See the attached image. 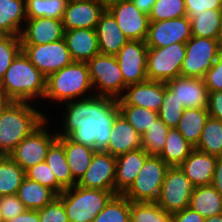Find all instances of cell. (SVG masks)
<instances>
[{"instance_id":"4316f807","label":"cell","mask_w":222,"mask_h":222,"mask_svg":"<svg viewBox=\"0 0 222 222\" xmlns=\"http://www.w3.org/2000/svg\"><path fill=\"white\" fill-rule=\"evenodd\" d=\"M26 19L25 0H0V35L20 36Z\"/></svg>"},{"instance_id":"9c48e42d","label":"cell","mask_w":222,"mask_h":222,"mask_svg":"<svg viewBox=\"0 0 222 222\" xmlns=\"http://www.w3.org/2000/svg\"><path fill=\"white\" fill-rule=\"evenodd\" d=\"M185 55V43H175L163 48H148L147 80L166 83L181 76Z\"/></svg>"},{"instance_id":"277c9868","label":"cell","mask_w":222,"mask_h":222,"mask_svg":"<svg viewBox=\"0 0 222 222\" xmlns=\"http://www.w3.org/2000/svg\"><path fill=\"white\" fill-rule=\"evenodd\" d=\"M90 88L93 87L86 62L73 61L47 77L44 98L69 102L81 98Z\"/></svg>"},{"instance_id":"ab89813d","label":"cell","mask_w":222,"mask_h":222,"mask_svg":"<svg viewBox=\"0 0 222 222\" xmlns=\"http://www.w3.org/2000/svg\"><path fill=\"white\" fill-rule=\"evenodd\" d=\"M169 129L158 117L146 133L141 136L142 148L150 155L159 156L165 147Z\"/></svg>"},{"instance_id":"ac0fdd59","label":"cell","mask_w":222,"mask_h":222,"mask_svg":"<svg viewBox=\"0 0 222 222\" xmlns=\"http://www.w3.org/2000/svg\"><path fill=\"white\" fill-rule=\"evenodd\" d=\"M20 38L22 45H41L64 38L62 20L56 18H27Z\"/></svg>"},{"instance_id":"681fc988","label":"cell","mask_w":222,"mask_h":222,"mask_svg":"<svg viewBox=\"0 0 222 222\" xmlns=\"http://www.w3.org/2000/svg\"><path fill=\"white\" fill-rule=\"evenodd\" d=\"M207 110L210 117L222 121V91L209 92Z\"/></svg>"},{"instance_id":"7dc6e473","label":"cell","mask_w":222,"mask_h":222,"mask_svg":"<svg viewBox=\"0 0 222 222\" xmlns=\"http://www.w3.org/2000/svg\"><path fill=\"white\" fill-rule=\"evenodd\" d=\"M26 210L17 195L0 196V211L3 221L12 219Z\"/></svg>"},{"instance_id":"e0dca14e","label":"cell","mask_w":222,"mask_h":222,"mask_svg":"<svg viewBox=\"0 0 222 222\" xmlns=\"http://www.w3.org/2000/svg\"><path fill=\"white\" fill-rule=\"evenodd\" d=\"M106 5L98 0H69L63 15L64 30L96 29Z\"/></svg>"},{"instance_id":"74e56055","label":"cell","mask_w":222,"mask_h":222,"mask_svg":"<svg viewBox=\"0 0 222 222\" xmlns=\"http://www.w3.org/2000/svg\"><path fill=\"white\" fill-rule=\"evenodd\" d=\"M93 222H130V201L123 194L114 195Z\"/></svg>"},{"instance_id":"8992f818","label":"cell","mask_w":222,"mask_h":222,"mask_svg":"<svg viewBox=\"0 0 222 222\" xmlns=\"http://www.w3.org/2000/svg\"><path fill=\"white\" fill-rule=\"evenodd\" d=\"M169 168L159 156L150 155L123 195L131 202H156Z\"/></svg>"},{"instance_id":"d4e9b609","label":"cell","mask_w":222,"mask_h":222,"mask_svg":"<svg viewBox=\"0 0 222 222\" xmlns=\"http://www.w3.org/2000/svg\"><path fill=\"white\" fill-rule=\"evenodd\" d=\"M216 156L194 149L186 160L179 165L194 187L212 184Z\"/></svg>"},{"instance_id":"cb8c5ba5","label":"cell","mask_w":222,"mask_h":222,"mask_svg":"<svg viewBox=\"0 0 222 222\" xmlns=\"http://www.w3.org/2000/svg\"><path fill=\"white\" fill-rule=\"evenodd\" d=\"M95 30L100 54L115 56L129 41L107 9L101 14Z\"/></svg>"},{"instance_id":"11a10c76","label":"cell","mask_w":222,"mask_h":222,"mask_svg":"<svg viewBox=\"0 0 222 222\" xmlns=\"http://www.w3.org/2000/svg\"><path fill=\"white\" fill-rule=\"evenodd\" d=\"M13 100L0 88V116Z\"/></svg>"},{"instance_id":"7402d4cb","label":"cell","mask_w":222,"mask_h":222,"mask_svg":"<svg viewBox=\"0 0 222 222\" xmlns=\"http://www.w3.org/2000/svg\"><path fill=\"white\" fill-rule=\"evenodd\" d=\"M149 156L140 148L116 157L115 194H123L131 186Z\"/></svg>"},{"instance_id":"bcb514c9","label":"cell","mask_w":222,"mask_h":222,"mask_svg":"<svg viewBox=\"0 0 222 222\" xmlns=\"http://www.w3.org/2000/svg\"><path fill=\"white\" fill-rule=\"evenodd\" d=\"M204 83L209 92L222 91V48L213 66L205 73Z\"/></svg>"},{"instance_id":"f546056e","label":"cell","mask_w":222,"mask_h":222,"mask_svg":"<svg viewBox=\"0 0 222 222\" xmlns=\"http://www.w3.org/2000/svg\"><path fill=\"white\" fill-rule=\"evenodd\" d=\"M194 149L177 128H170L159 157L169 166H179Z\"/></svg>"},{"instance_id":"4fadbf2b","label":"cell","mask_w":222,"mask_h":222,"mask_svg":"<svg viewBox=\"0 0 222 222\" xmlns=\"http://www.w3.org/2000/svg\"><path fill=\"white\" fill-rule=\"evenodd\" d=\"M106 9L129 40L146 41L149 16L142 13L131 0H116L106 5Z\"/></svg>"},{"instance_id":"60d3db41","label":"cell","mask_w":222,"mask_h":222,"mask_svg":"<svg viewBox=\"0 0 222 222\" xmlns=\"http://www.w3.org/2000/svg\"><path fill=\"white\" fill-rule=\"evenodd\" d=\"M185 110L183 104L176 98L175 94L166 86L162 105L158 111L159 118L169 128H176Z\"/></svg>"},{"instance_id":"ee69618b","label":"cell","mask_w":222,"mask_h":222,"mask_svg":"<svg viewBox=\"0 0 222 222\" xmlns=\"http://www.w3.org/2000/svg\"><path fill=\"white\" fill-rule=\"evenodd\" d=\"M25 175L28 179L53 190L57 195H60L64 191V189L58 184L54 173L46 161L30 167L25 171Z\"/></svg>"},{"instance_id":"484cf974","label":"cell","mask_w":222,"mask_h":222,"mask_svg":"<svg viewBox=\"0 0 222 222\" xmlns=\"http://www.w3.org/2000/svg\"><path fill=\"white\" fill-rule=\"evenodd\" d=\"M58 140L64 146L71 174L78 182L89 168L96 150L70 140L68 137L58 136Z\"/></svg>"},{"instance_id":"8d00e7d4","label":"cell","mask_w":222,"mask_h":222,"mask_svg":"<svg viewBox=\"0 0 222 222\" xmlns=\"http://www.w3.org/2000/svg\"><path fill=\"white\" fill-rule=\"evenodd\" d=\"M118 106L120 113L140 136L144 135L148 128L151 127L159 117L158 112L147 109L145 107H139L135 105Z\"/></svg>"},{"instance_id":"f6af8a7d","label":"cell","mask_w":222,"mask_h":222,"mask_svg":"<svg viewBox=\"0 0 222 222\" xmlns=\"http://www.w3.org/2000/svg\"><path fill=\"white\" fill-rule=\"evenodd\" d=\"M37 211L40 222H69L63 201L58 196Z\"/></svg>"},{"instance_id":"680465c9","label":"cell","mask_w":222,"mask_h":222,"mask_svg":"<svg viewBox=\"0 0 222 222\" xmlns=\"http://www.w3.org/2000/svg\"><path fill=\"white\" fill-rule=\"evenodd\" d=\"M220 33H221L220 42L222 44V8H221V29H220Z\"/></svg>"},{"instance_id":"ffe728a7","label":"cell","mask_w":222,"mask_h":222,"mask_svg":"<svg viewBox=\"0 0 222 222\" xmlns=\"http://www.w3.org/2000/svg\"><path fill=\"white\" fill-rule=\"evenodd\" d=\"M166 86L185 108H207L209 91L203 78L179 76L168 80Z\"/></svg>"},{"instance_id":"f35d334b","label":"cell","mask_w":222,"mask_h":222,"mask_svg":"<svg viewBox=\"0 0 222 222\" xmlns=\"http://www.w3.org/2000/svg\"><path fill=\"white\" fill-rule=\"evenodd\" d=\"M170 217L156 202L130 201V222H168Z\"/></svg>"},{"instance_id":"9f6ffc18","label":"cell","mask_w":222,"mask_h":222,"mask_svg":"<svg viewBox=\"0 0 222 222\" xmlns=\"http://www.w3.org/2000/svg\"><path fill=\"white\" fill-rule=\"evenodd\" d=\"M204 222H222V213L205 218Z\"/></svg>"},{"instance_id":"f907efd6","label":"cell","mask_w":222,"mask_h":222,"mask_svg":"<svg viewBox=\"0 0 222 222\" xmlns=\"http://www.w3.org/2000/svg\"><path fill=\"white\" fill-rule=\"evenodd\" d=\"M204 220V217L190 207L173 213L170 217V222H204Z\"/></svg>"},{"instance_id":"7bdbcfd3","label":"cell","mask_w":222,"mask_h":222,"mask_svg":"<svg viewBox=\"0 0 222 222\" xmlns=\"http://www.w3.org/2000/svg\"><path fill=\"white\" fill-rule=\"evenodd\" d=\"M21 51L20 36L0 35V82L13 60Z\"/></svg>"},{"instance_id":"4dcf8cb0","label":"cell","mask_w":222,"mask_h":222,"mask_svg":"<svg viewBox=\"0 0 222 222\" xmlns=\"http://www.w3.org/2000/svg\"><path fill=\"white\" fill-rule=\"evenodd\" d=\"M209 117L207 108H185L176 128L195 147Z\"/></svg>"},{"instance_id":"6f0895ef","label":"cell","mask_w":222,"mask_h":222,"mask_svg":"<svg viewBox=\"0 0 222 222\" xmlns=\"http://www.w3.org/2000/svg\"><path fill=\"white\" fill-rule=\"evenodd\" d=\"M98 1L104 3L105 5H108L109 3L114 2L116 0H98Z\"/></svg>"},{"instance_id":"30bf717a","label":"cell","mask_w":222,"mask_h":222,"mask_svg":"<svg viewBox=\"0 0 222 222\" xmlns=\"http://www.w3.org/2000/svg\"><path fill=\"white\" fill-rule=\"evenodd\" d=\"M194 186L180 166H170L156 203L173 214L189 207Z\"/></svg>"},{"instance_id":"d6a6232c","label":"cell","mask_w":222,"mask_h":222,"mask_svg":"<svg viewBox=\"0 0 222 222\" xmlns=\"http://www.w3.org/2000/svg\"><path fill=\"white\" fill-rule=\"evenodd\" d=\"M25 177V171L10 156H0V196L17 195Z\"/></svg>"},{"instance_id":"6da1fadb","label":"cell","mask_w":222,"mask_h":222,"mask_svg":"<svg viewBox=\"0 0 222 222\" xmlns=\"http://www.w3.org/2000/svg\"><path fill=\"white\" fill-rule=\"evenodd\" d=\"M66 104L63 133L79 144L104 151L109 142L115 118L120 113L118 99L93 95Z\"/></svg>"},{"instance_id":"d6986e66","label":"cell","mask_w":222,"mask_h":222,"mask_svg":"<svg viewBox=\"0 0 222 222\" xmlns=\"http://www.w3.org/2000/svg\"><path fill=\"white\" fill-rule=\"evenodd\" d=\"M124 93L118 99V105H135L158 112L162 105L165 82L145 81L126 86Z\"/></svg>"},{"instance_id":"816d5d0a","label":"cell","mask_w":222,"mask_h":222,"mask_svg":"<svg viewBox=\"0 0 222 222\" xmlns=\"http://www.w3.org/2000/svg\"><path fill=\"white\" fill-rule=\"evenodd\" d=\"M222 196V155L216 156L213 181L211 184Z\"/></svg>"},{"instance_id":"83f0119b","label":"cell","mask_w":222,"mask_h":222,"mask_svg":"<svg viewBox=\"0 0 222 222\" xmlns=\"http://www.w3.org/2000/svg\"><path fill=\"white\" fill-rule=\"evenodd\" d=\"M17 196L26 209L38 210L52 202L58 195L48 187L25 177Z\"/></svg>"},{"instance_id":"d590c367","label":"cell","mask_w":222,"mask_h":222,"mask_svg":"<svg viewBox=\"0 0 222 222\" xmlns=\"http://www.w3.org/2000/svg\"><path fill=\"white\" fill-rule=\"evenodd\" d=\"M69 0H25L27 18L63 19Z\"/></svg>"},{"instance_id":"91938a15","label":"cell","mask_w":222,"mask_h":222,"mask_svg":"<svg viewBox=\"0 0 222 222\" xmlns=\"http://www.w3.org/2000/svg\"><path fill=\"white\" fill-rule=\"evenodd\" d=\"M0 222H3L1 211H0Z\"/></svg>"},{"instance_id":"603a6c76","label":"cell","mask_w":222,"mask_h":222,"mask_svg":"<svg viewBox=\"0 0 222 222\" xmlns=\"http://www.w3.org/2000/svg\"><path fill=\"white\" fill-rule=\"evenodd\" d=\"M64 39L73 61L87 62L100 54L95 29L65 30Z\"/></svg>"},{"instance_id":"ba28073f","label":"cell","mask_w":222,"mask_h":222,"mask_svg":"<svg viewBox=\"0 0 222 222\" xmlns=\"http://www.w3.org/2000/svg\"><path fill=\"white\" fill-rule=\"evenodd\" d=\"M222 44L217 39L192 36L185 43L186 55L181 67L182 77L203 78L213 66Z\"/></svg>"},{"instance_id":"8fae6325","label":"cell","mask_w":222,"mask_h":222,"mask_svg":"<svg viewBox=\"0 0 222 222\" xmlns=\"http://www.w3.org/2000/svg\"><path fill=\"white\" fill-rule=\"evenodd\" d=\"M47 121L46 118L9 155L24 171L44 162L50 146L58 139L57 133L51 135L45 128Z\"/></svg>"},{"instance_id":"44dd1931","label":"cell","mask_w":222,"mask_h":222,"mask_svg":"<svg viewBox=\"0 0 222 222\" xmlns=\"http://www.w3.org/2000/svg\"><path fill=\"white\" fill-rule=\"evenodd\" d=\"M142 148L141 136L121 113L114 120L107 148L112 156H119Z\"/></svg>"},{"instance_id":"52a82bcc","label":"cell","mask_w":222,"mask_h":222,"mask_svg":"<svg viewBox=\"0 0 222 222\" xmlns=\"http://www.w3.org/2000/svg\"><path fill=\"white\" fill-rule=\"evenodd\" d=\"M86 64L92 87L98 88L94 95L116 99L123 95L122 91H125L126 85L116 56L97 54Z\"/></svg>"},{"instance_id":"db71d44e","label":"cell","mask_w":222,"mask_h":222,"mask_svg":"<svg viewBox=\"0 0 222 222\" xmlns=\"http://www.w3.org/2000/svg\"><path fill=\"white\" fill-rule=\"evenodd\" d=\"M131 2L144 14H150L156 0H131Z\"/></svg>"},{"instance_id":"7a4b0ae2","label":"cell","mask_w":222,"mask_h":222,"mask_svg":"<svg viewBox=\"0 0 222 222\" xmlns=\"http://www.w3.org/2000/svg\"><path fill=\"white\" fill-rule=\"evenodd\" d=\"M45 119L29 102L10 103L0 116V156H9Z\"/></svg>"},{"instance_id":"e575fe53","label":"cell","mask_w":222,"mask_h":222,"mask_svg":"<svg viewBox=\"0 0 222 222\" xmlns=\"http://www.w3.org/2000/svg\"><path fill=\"white\" fill-rule=\"evenodd\" d=\"M196 150L210 155H222V121L209 117L205 123Z\"/></svg>"},{"instance_id":"c3c4849f","label":"cell","mask_w":222,"mask_h":222,"mask_svg":"<svg viewBox=\"0 0 222 222\" xmlns=\"http://www.w3.org/2000/svg\"><path fill=\"white\" fill-rule=\"evenodd\" d=\"M187 17H197L202 10L221 9L222 0H184Z\"/></svg>"},{"instance_id":"b9f144b4","label":"cell","mask_w":222,"mask_h":222,"mask_svg":"<svg viewBox=\"0 0 222 222\" xmlns=\"http://www.w3.org/2000/svg\"><path fill=\"white\" fill-rule=\"evenodd\" d=\"M187 16L184 0H156L149 21H162Z\"/></svg>"},{"instance_id":"f1b7e54d","label":"cell","mask_w":222,"mask_h":222,"mask_svg":"<svg viewBox=\"0 0 222 222\" xmlns=\"http://www.w3.org/2000/svg\"><path fill=\"white\" fill-rule=\"evenodd\" d=\"M189 207L207 218L222 213V196L212 186L194 187Z\"/></svg>"},{"instance_id":"3957f363","label":"cell","mask_w":222,"mask_h":222,"mask_svg":"<svg viewBox=\"0 0 222 222\" xmlns=\"http://www.w3.org/2000/svg\"><path fill=\"white\" fill-rule=\"evenodd\" d=\"M44 76L21 51L7 69L0 82V88L13 100L29 102L45 96Z\"/></svg>"},{"instance_id":"5bb4252c","label":"cell","mask_w":222,"mask_h":222,"mask_svg":"<svg viewBox=\"0 0 222 222\" xmlns=\"http://www.w3.org/2000/svg\"><path fill=\"white\" fill-rule=\"evenodd\" d=\"M115 56L126 86L147 81L148 46L145 41L129 40Z\"/></svg>"},{"instance_id":"5b68a950","label":"cell","mask_w":222,"mask_h":222,"mask_svg":"<svg viewBox=\"0 0 222 222\" xmlns=\"http://www.w3.org/2000/svg\"><path fill=\"white\" fill-rule=\"evenodd\" d=\"M114 195L112 191L75 185L58 197L63 201L69 222H93Z\"/></svg>"},{"instance_id":"2e32d148","label":"cell","mask_w":222,"mask_h":222,"mask_svg":"<svg viewBox=\"0 0 222 222\" xmlns=\"http://www.w3.org/2000/svg\"><path fill=\"white\" fill-rule=\"evenodd\" d=\"M115 178L116 157L106 151L96 150L89 168L77 182V185L115 193Z\"/></svg>"},{"instance_id":"9a60e30c","label":"cell","mask_w":222,"mask_h":222,"mask_svg":"<svg viewBox=\"0 0 222 222\" xmlns=\"http://www.w3.org/2000/svg\"><path fill=\"white\" fill-rule=\"evenodd\" d=\"M191 37V22L187 16H184L150 21L145 42L148 48H163L175 43H186Z\"/></svg>"},{"instance_id":"f5cc1de1","label":"cell","mask_w":222,"mask_h":222,"mask_svg":"<svg viewBox=\"0 0 222 222\" xmlns=\"http://www.w3.org/2000/svg\"><path fill=\"white\" fill-rule=\"evenodd\" d=\"M3 222H40L38 211L26 209L20 215Z\"/></svg>"},{"instance_id":"836d02e7","label":"cell","mask_w":222,"mask_h":222,"mask_svg":"<svg viewBox=\"0 0 222 222\" xmlns=\"http://www.w3.org/2000/svg\"><path fill=\"white\" fill-rule=\"evenodd\" d=\"M191 22L192 36L212 38L220 41L221 9L202 10Z\"/></svg>"},{"instance_id":"7c38bea8","label":"cell","mask_w":222,"mask_h":222,"mask_svg":"<svg viewBox=\"0 0 222 222\" xmlns=\"http://www.w3.org/2000/svg\"><path fill=\"white\" fill-rule=\"evenodd\" d=\"M22 51L46 77L73 62L64 38L48 44L22 45Z\"/></svg>"},{"instance_id":"1f68e13d","label":"cell","mask_w":222,"mask_h":222,"mask_svg":"<svg viewBox=\"0 0 222 222\" xmlns=\"http://www.w3.org/2000/svg\"><path fill=\"white\" fill-rule=\"evenodd\" d=\"M45 161L64 190L77 185L67 163L64 146L58 139L50 146Z\"/></svg>"}]
</instances>
